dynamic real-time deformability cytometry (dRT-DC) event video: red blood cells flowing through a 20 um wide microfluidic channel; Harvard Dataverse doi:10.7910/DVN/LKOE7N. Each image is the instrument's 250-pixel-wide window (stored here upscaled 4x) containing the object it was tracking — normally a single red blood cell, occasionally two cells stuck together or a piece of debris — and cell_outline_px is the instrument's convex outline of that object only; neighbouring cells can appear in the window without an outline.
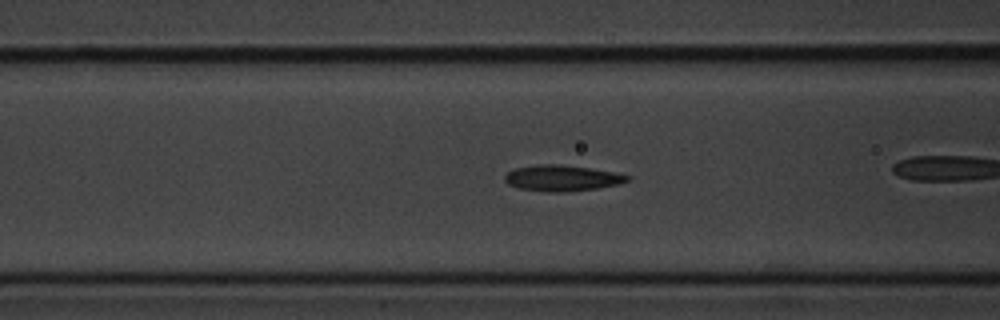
{"species": "common noctule bat (a hibernating species)", "species_latin": "Nyctalus noctula", "temperature_condition": "cold", "stored_images_in_passage": 38, "camera_frame_rate_fps": 3000, "um_per_image_px": 0.085, "animal": {"sex": "male", "body_mass_g": 20.1, "forearm_length_mm": 53.5}, "frame": {"image": 1, "passage_image": 8, "time_ms": 2.333, "image_size_px": [1000, 320], "cell_outline_px": [[632, 176], [628, 180], [620, 184], [596, 188], [560, 192], [548, 192], [520, 188], [508, 184], [504, 180], [504, 176], [508, 172], [516, 168], [540, 164], [560, 164], [592, 168]], "centroid_in_image_um": [47.77, 15.13], "position_along_channel_um": 118.8, "area_um2": 18.38}}
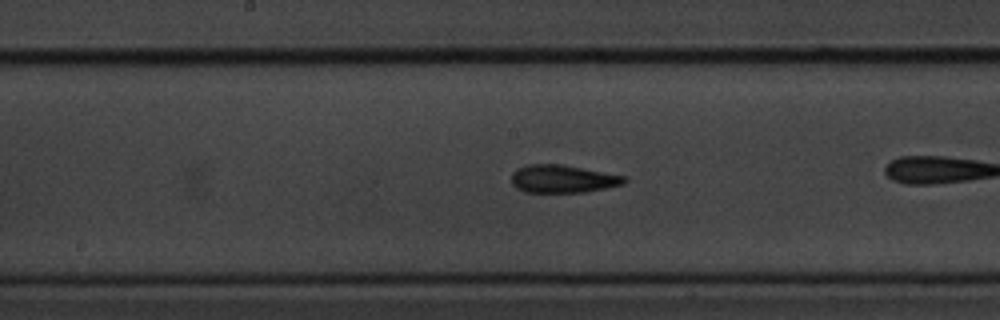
{"frame": {"image": 2, "passage_image": 15, "time_ms": 4.667, "image_size_px": [1000, 320], "cell_outline_px": [[628, 180], [624, 184], [584, 192], [524, 192], [516, 188], [512, 184], [512, 172], [516, 168], [528, 164], [560, 164], [628, 176]], "centroid_in_image_um": [47.84, 15.2], "position_along_channel_um": 200.4, "area_um2": 18.44}}
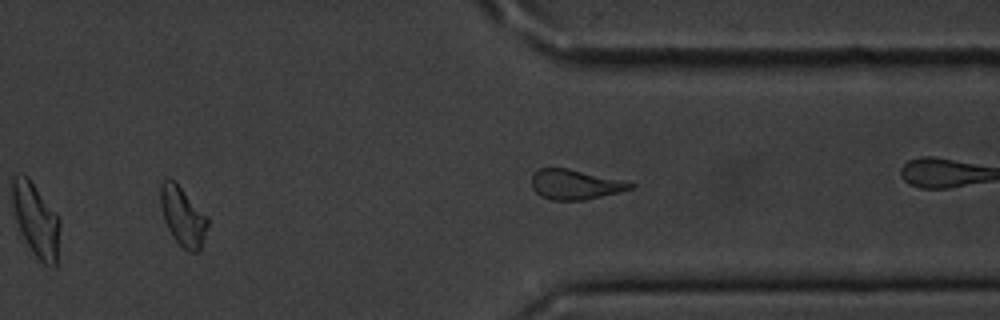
{"frame": {"image": 3, "passage_image": 29, "time_ms": 9.333, "image_size_px": [1000, 320], "cell_outline_px": [[208, 224], [200, 252], [188, 252], [172, 236], [164, 220], [160, 204], [160, 184], [164, 180], [176, 180], [208, 216]], "centroid_in_image_um": [15.55, 18.37], "position_along_channel_um": 395.8, "area_um2": 16.47}, "authors_computed_cell_mechanics": {"area_um2": 18.1492, "velocity_mm_per_s": 3.4766, "shape_relaxation_time_tau1_ms": 2.374, "shape_relaxation_time_tau2_ms": 2.5736, "deformation_change_tau1": 0.1293, "deformation_change_tau2": 0.0826}}